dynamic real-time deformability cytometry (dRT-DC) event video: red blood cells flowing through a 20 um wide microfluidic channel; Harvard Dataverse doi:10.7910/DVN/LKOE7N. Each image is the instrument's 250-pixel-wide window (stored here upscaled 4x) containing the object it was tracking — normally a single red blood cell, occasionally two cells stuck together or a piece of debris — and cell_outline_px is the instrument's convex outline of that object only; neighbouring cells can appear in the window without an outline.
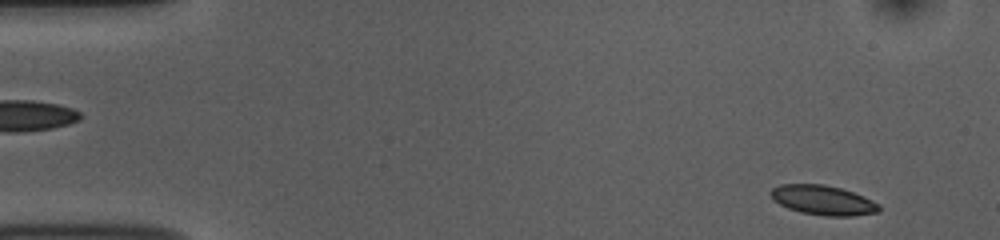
{"species": "common noctule bat (a hibernating species)", "species_latin": "Nyctalus noctula", "temperature_condition": "room temperature", "stored_images_in_passage": 53, "camera_frame_rate_fps": 3000, "um_per_image_px": 0.085, "animal": {"sex": "female", "body_mass_g": 10.0, "forearm_length_mm": 53.1}, "frame": {"image": 1, "passage_image": 4, "time_ms": 1.0, "image_size_px": [1000, 240], "cell_outline_px": [[880, 212], [852, 216], [824, 216], [800, 212], [788, 208], [772, 200], [768, 192], [772, 188], [780, 184], [824, 184], [840, 188], [864, 196], [880, 204]], "centroid_in_image_um": [69.94, 17.01], "position_along_channel_um": 15.1, "area_um2": 18.9}}
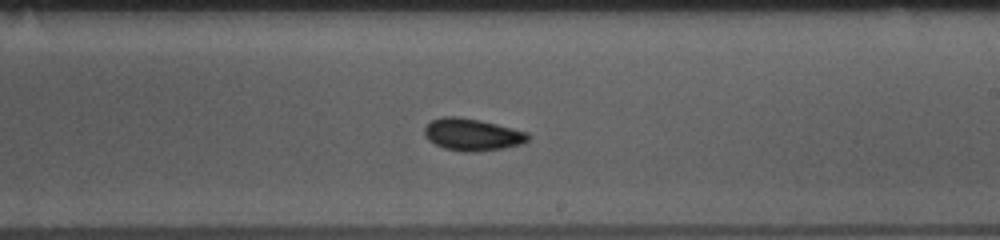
{"frame": {"image": 2, "passage_image": 31, "time_ms": 10.0, "image_size_px": [1000, 240], "cell_outline_px": [[528, 140], [524, 144], [504, 148], [476, 152], [464, 152], [444, 148], [428, 140], [424, 136], [424, 128], [432, 120], [440, 116], [456, 116], [480, 120], [528, 132]], "centroid_in_image_um": [40.13, 11.44], "position_along_channel_um": 248.9, "area_um2": 19.48}}
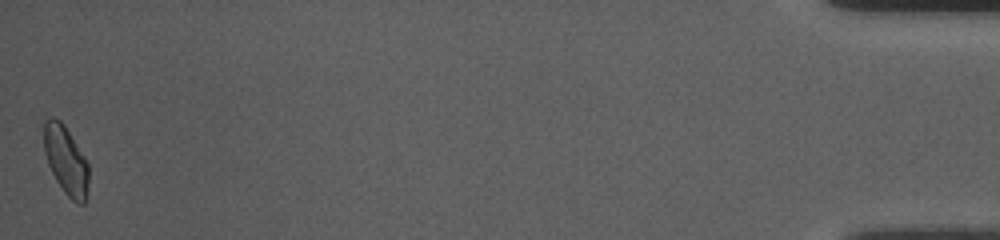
{"frame": {"image": 3, "passage_image": 53, "time_ms": 17.333, "image_size_px": [1000, 240], "cell_outline_px": [[88, 184], [84, 204], [80, 204], [72, 200], [64, 192], [56, 180], [48, 164], [44, 152], [44, 120], [48, 116], [52, 116], [60, 120], [64, 124], [88, 164]], "centroid_in_image_um": [5.58, 13.6], "position_along_channel_um": 429.6, "area_um2": 17.69}, "authors_computed_cell_mechanics": {"area_um2": 18.6116, "velocity_mm_per_s": 3.7403, "shape_relaxation_time_tau1_ms": 3.2198, "shape_relaxation_time_tau2_ms": 2.2878, "deformation_change_tau1": 0.1233, "deformation_change_tau2": 0.0743}}